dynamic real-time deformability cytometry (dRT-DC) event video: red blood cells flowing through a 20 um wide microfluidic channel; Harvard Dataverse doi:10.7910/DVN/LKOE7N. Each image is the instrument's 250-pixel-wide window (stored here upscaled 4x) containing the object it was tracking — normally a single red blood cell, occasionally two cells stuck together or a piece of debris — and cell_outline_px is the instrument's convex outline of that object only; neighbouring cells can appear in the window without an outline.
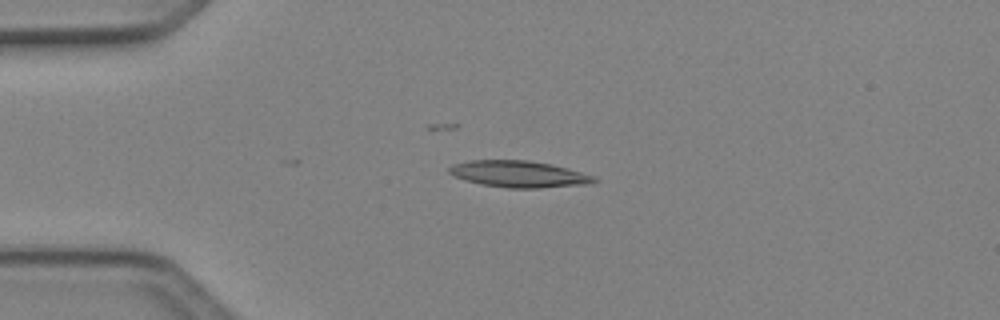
{"species": "Egyptian fruit bat (a non-hibernating species)", "species_latin": "Rousettus aegyptiacus", "temperature_condition": "cold", "stored_images_in_passage": 7, "camera_frame_rate_fps": 3000, "um_per_image_px": 0.085, "animal": {"sex": "female"}, "frame": {"image": 1, "passage_image": 5, "time_ms": 1.333, "image_size_px": [1000, 320], "cell_outline_px": [[600, 180], [592, 184], [540, 188], [508, 188], [480, 184], [464, 180], [452, 176], [448, 172], [448, 168], [452, 164], [468, 160], [528, 160], [552, 164], [568, 168], [596, 176]], "centroid_in_image_um": [44.12, 14.8], "position_along_channel_um": 40.9, "area_um2": 22.89}}
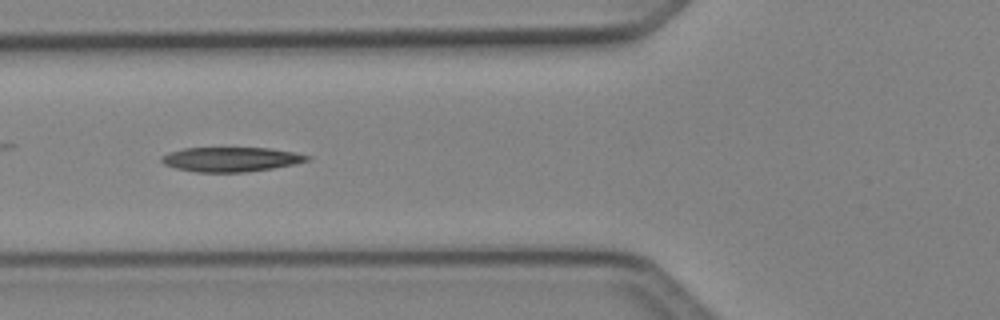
{"frame": {"image": 2, "passage_image": 7, "time_ms": 2.0, "image_size_px": [1000, 320], "cell_outline_px": [[312, 156], [308, 160], [292, 164], [272, 168], [244, 172], [196, 172], [176, 168], [164, 164], [160, 160], [160, 156], [168, 152], [184, 148], [268, 148], [292, 152]], "centroid_in_image_um": [19.57, 13.54], "position_along_channel_um": 106.2, "area_um2": 20.63}}